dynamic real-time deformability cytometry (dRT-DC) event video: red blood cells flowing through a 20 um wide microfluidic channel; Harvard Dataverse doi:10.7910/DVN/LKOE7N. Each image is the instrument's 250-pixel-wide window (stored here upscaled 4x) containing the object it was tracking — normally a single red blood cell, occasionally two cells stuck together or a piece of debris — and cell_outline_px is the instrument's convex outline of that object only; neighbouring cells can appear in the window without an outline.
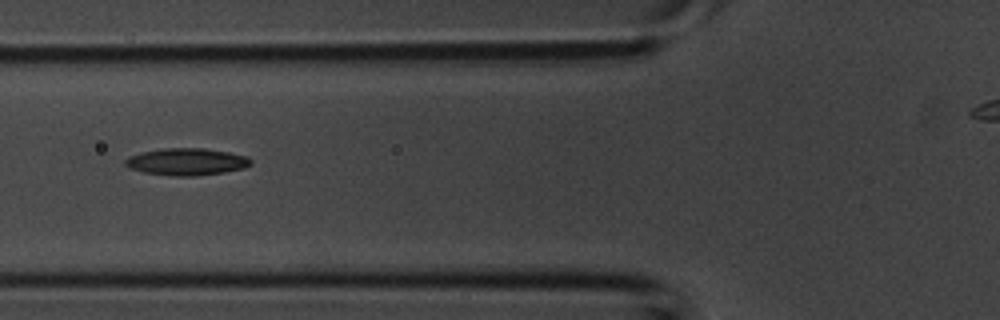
{"species": "common noctule bat (a hibernating species)", "species_latin": "Nyctalus noctula", "temperature_condition": "room temperature", "stored_images_in_passage": 4, "camera_frame_rate_fps": 3000, "um_per_image_px": 0.085, "animal": {"sex": "male", "body_mass_g": 20.1, "forearm_length_mm": 53.5}, "frame": {"image": 1, "passage_image": 3, "time_ms": 0.667, "image_size_px": [1000, 320], "cell_outline_px": [[252, 164], [244, 168], [224, 172], [192, 176], [172, 176], [144, 172], [132, 168], [124, 164], [124, 160], [128, 156], [140, 152], [164, 148], [204, 148], [228, 152], [248, 156], [252, 160]], "centroid_in_image_um": [15.87, 13.74], "position_along_channel_um": 109.9, "area_um2": 19.83}}
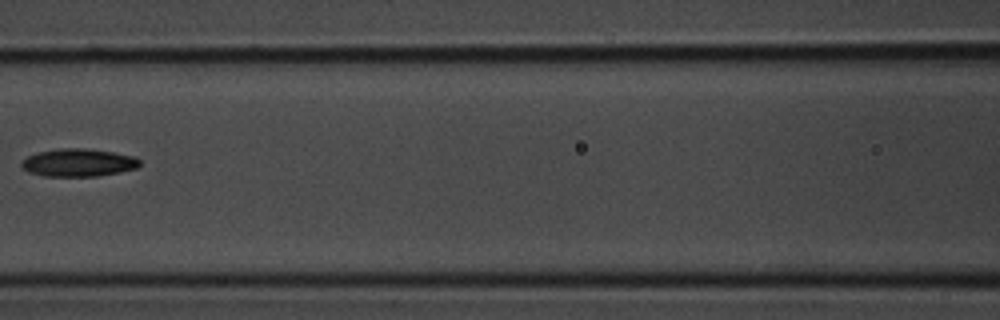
{"frame": {"image": 2, "passage_image": 4, "time_ms": 1.0, "image_size_px": [1000, 320], "cell_outline_px": [[140, 164], [136, 168], [120, 172], [96, 176], [44, 176], [28, 172], [20, 164], [20, 160], [36, 152], [60, 148], [84, 148], [112, 152], [136, 156], [140, 160]], "centroid_in_image_um": [6.64, 13.82], "position_along_channel_um": 160.0, "area_um2": 19.25}}